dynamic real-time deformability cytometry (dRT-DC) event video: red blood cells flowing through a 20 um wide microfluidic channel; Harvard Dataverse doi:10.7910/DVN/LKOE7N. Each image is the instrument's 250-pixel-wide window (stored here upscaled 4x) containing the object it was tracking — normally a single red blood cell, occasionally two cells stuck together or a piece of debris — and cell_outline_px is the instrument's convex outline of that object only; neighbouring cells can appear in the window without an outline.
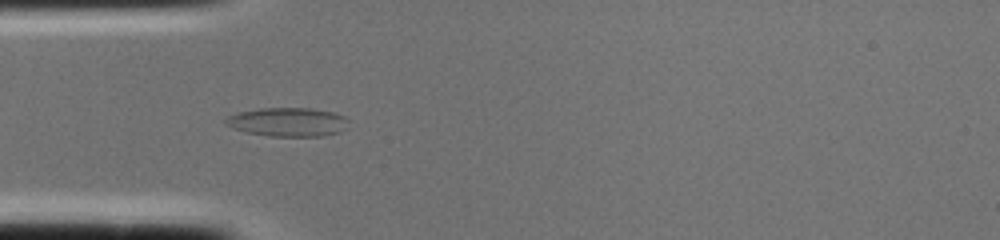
{"species": "common noctule bat (a hibernating species)", "species_latin": "Nyctalus noctula", "temperature_condition": "cold", "stored_images_in_passage": 2, "camera_frame_rate_fps": 3000, "um_per_image_px": 0.085, "animal": {"sex": "female", "body_mass_g": 22.0, "forearm_length_mm": 56.7}, "frame": {"image": 1, "passage_image": 2, "time_ms": 0.333, "image_size_px": [1000, 240], "cell_outline_px": [[348, 128], [340, 132], [324, 136], [268, 136], [244, 132], [232, 128], [224, 124], [224, 120], [228, 116], [240, 112], [260, 108], [312, 108], [332, 112], [344, 116], [348, 120]], "centroid_in_image_um": [24.47, 10.38], "position_along_channel_um": 60.5, "area_um2": 20.87}}